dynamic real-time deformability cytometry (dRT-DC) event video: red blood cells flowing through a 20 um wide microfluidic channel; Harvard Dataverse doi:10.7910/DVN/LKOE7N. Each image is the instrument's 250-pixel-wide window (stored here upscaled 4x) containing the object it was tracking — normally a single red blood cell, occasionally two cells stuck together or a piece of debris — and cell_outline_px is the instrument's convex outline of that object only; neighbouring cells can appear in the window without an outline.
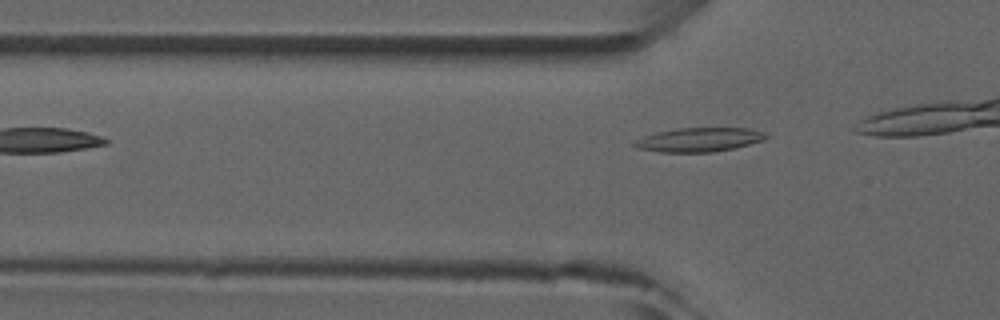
{"species": "common noctule bat (a hibernating species)", "species_latin": "Nyctalus noctula", "temperature_condition": "room temperature", "stored_images_in_passage": 3, "camera_frame_rate_fps": 3000, "um_per_image_px": 0.085, "animal": {"sex": "male", "forearm_length_mm": 52.5}, "frame": {"image": 1, "passage_image": 3, "time_ms": 3.0, "image_size_px": [1000, 320], "cell_outline_px": [[768, 136], [764, 140], [736, 148], [716, 152], [660, 152], [640, 148], [632, 144], [636, 140], [644, 136], [656, 132], [676, 128], [752, 128], [764, 132]], "centroid_in_image_um": [59.48, 11.87], "position_along_channel_um": 66.3, "area_um2": 18.5}}